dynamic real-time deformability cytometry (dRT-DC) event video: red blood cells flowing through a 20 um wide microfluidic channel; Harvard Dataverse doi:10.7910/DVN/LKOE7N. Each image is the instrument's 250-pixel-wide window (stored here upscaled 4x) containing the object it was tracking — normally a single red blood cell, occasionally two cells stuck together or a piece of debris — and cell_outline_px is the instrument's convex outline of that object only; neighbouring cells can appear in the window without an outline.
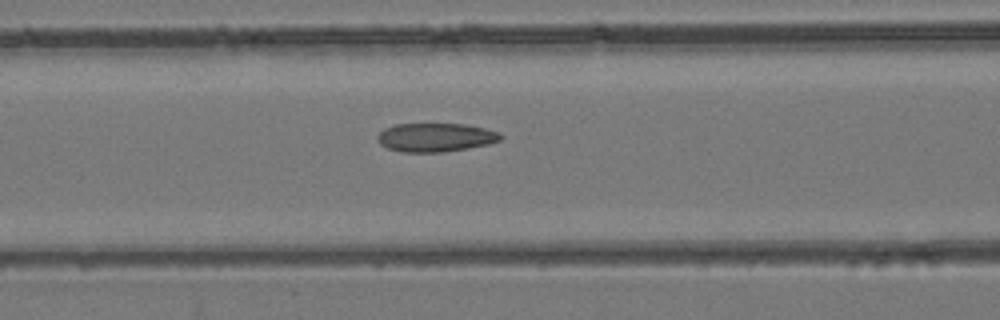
{"species": "common noctule bat (a hibernating species)", "species_latin": "Nyctalus noctula", "temperature_condition": "room temperature", "stored_images_in_passage": 25, "camera_frame_rate_fps": 3000, "um_per_image_px": 0.085, "animal": {"sex": "female", "body_mass_g": 24.6, "forearm_length_mm": 56.2}, "frame": {"image": 1, "passage_image": 8, "time_ms": 2.333, "image_size_px": [1000, 320], "cell_outline_px": [[504, 136], [500, 140], [488, 144], [468, 148], [444, 152], [400, 152], [388, 148], [380, 144], [376, 140], [376, 136], [384, 128], [396, 124], [464, 124], [484, 128], [500, 132]], "centroid_in_image_um": [37.01, 11.68], "position_along_channel_um": 129.6, "area_um2": 20.69}}
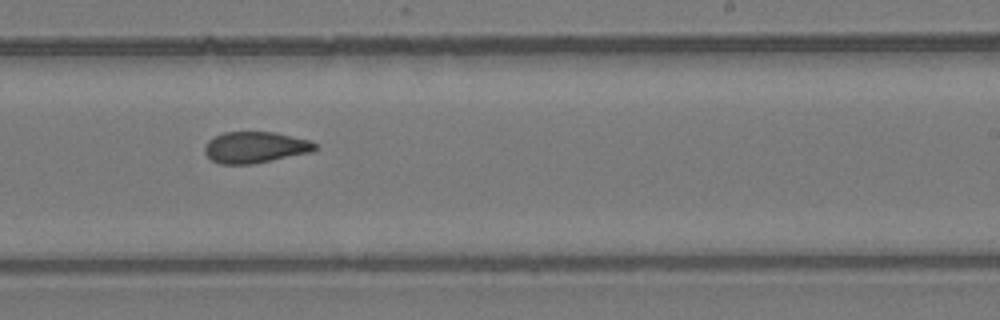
{"frame": {"image": 2, "passage_image": 17, "time_ms": 5.333, "image_size_px": [1000, 320], "cell_outline_px": [[316, 148], [312, 152], [252, 164], [220, 164], [212, 160], [204, 152], [204, 148], [208, 140], [224, 132], [276, 132], [312, 140], [316, 144]], "centroid_in_image_um": [21.71, 12.52], "position_along_channel_um": 267.3, "area_um2": 20.17}}
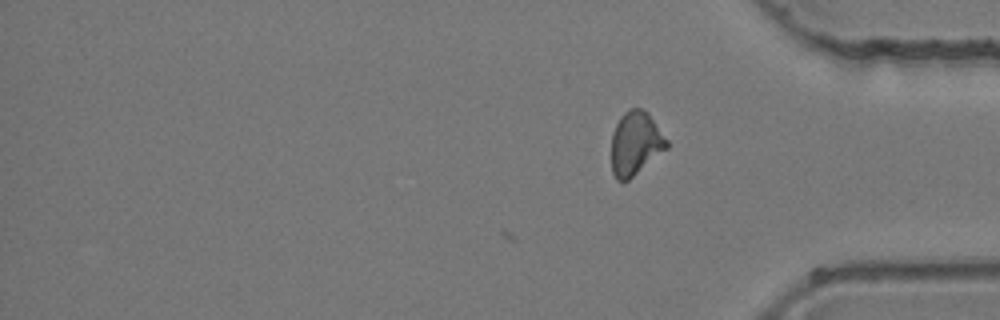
{"frame": {"image": 3, "passage_image": 25, "time_ms": 8.0, "image_size_px": [1000, 320], "cell_outline_px": [[668, 148], [628, 180], [616, 180], [612, 172], [612, 132], [620, 116], [628, 108], [644, 108], [648, 112], [668, 140]], "centroid_in_image_um": [54.02, 12.16], "position_along_channel_um": 381.2, "area_um2": 20.58}}